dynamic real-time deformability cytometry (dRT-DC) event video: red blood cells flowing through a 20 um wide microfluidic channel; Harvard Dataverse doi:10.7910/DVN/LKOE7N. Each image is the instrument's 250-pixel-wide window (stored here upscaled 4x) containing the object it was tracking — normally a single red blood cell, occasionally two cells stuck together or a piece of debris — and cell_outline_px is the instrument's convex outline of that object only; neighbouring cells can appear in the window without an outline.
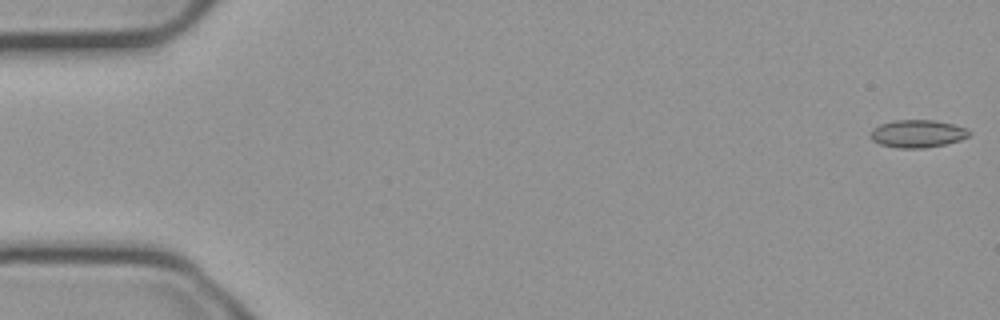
{"species": "common noctule bat (a hibernating species)", "species_latin": "Nyctalus noctula", "temperature_condition": "cold", "stored_images_in_passage": 55, "camera_frame_rate_fps": 3000, "um_per_image_px": 0.085, "animal": {"sex": "male", "body_mass_g": 23.1, "forearm_length_mm": 52.7}, "frame": {"image": 1, "passage_image": 1, "time_ms": 0.0, "image_size_px": [1000, 320], "cell_outline_px": [[972, 132], [968, 136], [960, 140], [944, 144], [924, 148], [896, 148], [880, 144], [872, 140], [872, 128], [880, 124], [896, 120], [936, 120], [968, 128]], "centroid_in_image_um": [78.01, 11.36], "position_along_channel_um": 7.0, "area_um2": 15.9}}
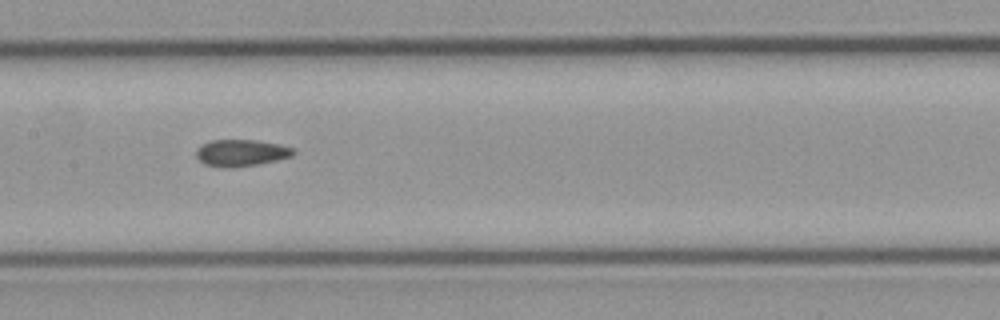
{"frame": {"image": 2, "passage_image": 27, "time_ms": 8.667, "image_size_px": [1000, 320], "cell_outline_px": [[296, 152], [292, 156], [276, 160], [256, 164], [232, 168], [220, 168], [204, 164], [196, 156], [196, 148], [212, 140], [256, 140], [280, 144], [296, 148]], "centroid_in_image_um": [20.51, 12.99], "position_along_channel_um": 186.9, "area_um2": 15.26}}
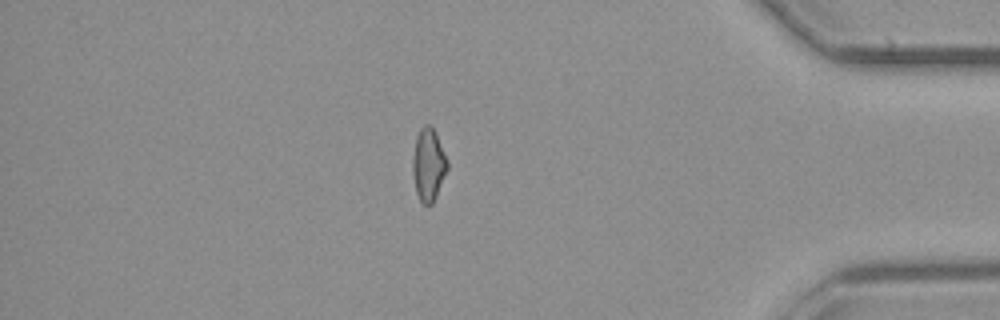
{"frame": {"image": 3, "passage_image": 47, "time_ms": 15.333, "image_size_px": [1000, 320], "cell_outline_px": [[448, 168], [436, 196], [432, 204], [424, 204], [420, 200], [416, 192], [412, 172], [412, 160], [416, 136], [420, 128], [424, 124], [432, 124], [436, 132], [448, 160]], "centroid_in_image_um": [36.42, 13.94], "position_along_channel_um": 398.8, "area_um2": 14.85}, "authors_computed_cell_mechanics": {"area_um2": 15.2592, "velocity_mm_per_s": 3.7635, "shape_relaxation_time_tau1_ms": null, "shape_relaxation_time_tau2_ms": 2.1617, "deformation_change_tau1": null, "deformation_change_tau2": 0.0926}}